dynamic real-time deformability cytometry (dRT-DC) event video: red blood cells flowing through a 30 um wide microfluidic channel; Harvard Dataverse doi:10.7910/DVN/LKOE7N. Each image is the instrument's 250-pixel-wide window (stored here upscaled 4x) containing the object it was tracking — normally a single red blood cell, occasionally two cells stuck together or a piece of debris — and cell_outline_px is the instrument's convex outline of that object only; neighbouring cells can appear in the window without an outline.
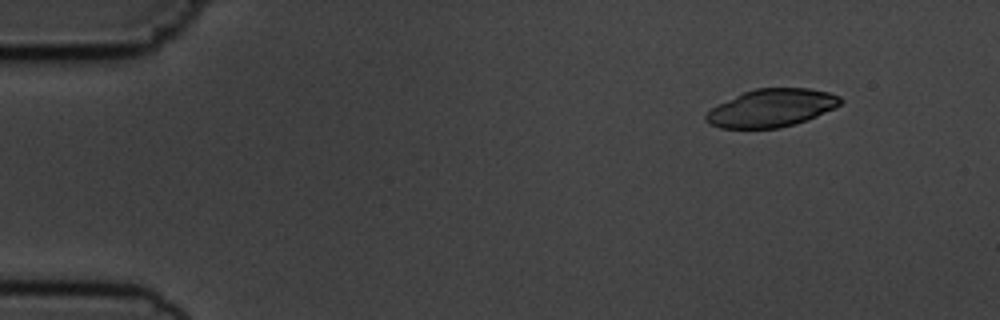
{"species": "common noctule bat (a hibernating species)", "species_latin": "Nyctalus noctula", "temperature_condition": "cold", "stored_images_in_passage": 3, "camera_frame_rate_fps": 3000, "um_per_image_px": 0.085, "animal": {"sex": "male", "body_mass_g": 19.5, "forearm_length_mm": 54.6}, "frame": {"image": 1, "passage_image": 1, "time_ms": 0.0, "image_size_px": [1000, 320], "cell_outline_px": [[844, 100], [836, 108], [808, 120], [780, 128], [720, 128], [704, 120], [704, 116], [712, 108], [744, 92], [756, 88], [808, 88], [828, 92], [840, 96]], "centroid_in_image_um": [65.63, 9.18], "position_along_channel_um": 19.4, "area_um2": 29.54}}